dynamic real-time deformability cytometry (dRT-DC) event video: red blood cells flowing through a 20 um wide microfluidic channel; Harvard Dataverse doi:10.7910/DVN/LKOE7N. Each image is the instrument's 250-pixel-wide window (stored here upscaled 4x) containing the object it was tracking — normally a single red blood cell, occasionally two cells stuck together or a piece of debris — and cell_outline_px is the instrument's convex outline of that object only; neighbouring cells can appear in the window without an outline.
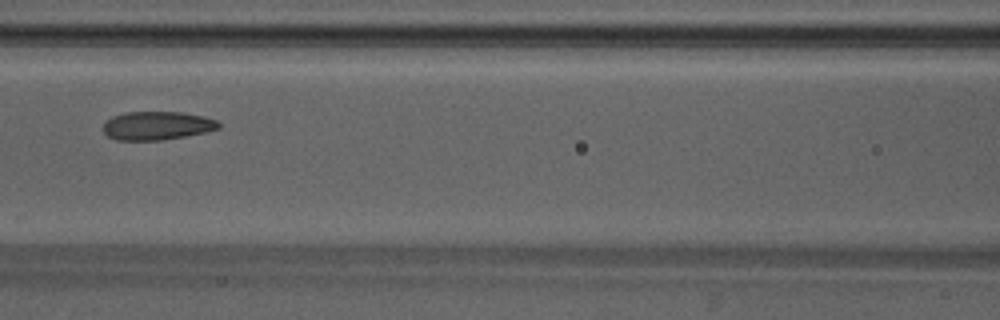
{"species": "Egyptian fruit bat (a non-hibernating species)", "species_latin": "Rousettus aegyptiacus", "temperature_condition": "warm", "stored_images_in_passage": 34, "camera_frame_rate_fps": 3000, "um_per_image_px": 0.085, "animal": {"sex": "male"}, "frame": {"image": 1, "passage_image": 11, "time_ms": 3.333, "image_size_px": [1000, 320], "cell_outline_px": [[220, 128], [204, 132], [184, 136], [160, 140], [116, 140], [108, 136], [104, 132], [104, 124], [112, 116], [124, 112], [184, 112], [204, 116], [216, 120], [220, 124]], "centroid_in_image_um": [13.35, 10.67], "position_along_channel_um": 153.3, "area_um2": 19.07}}
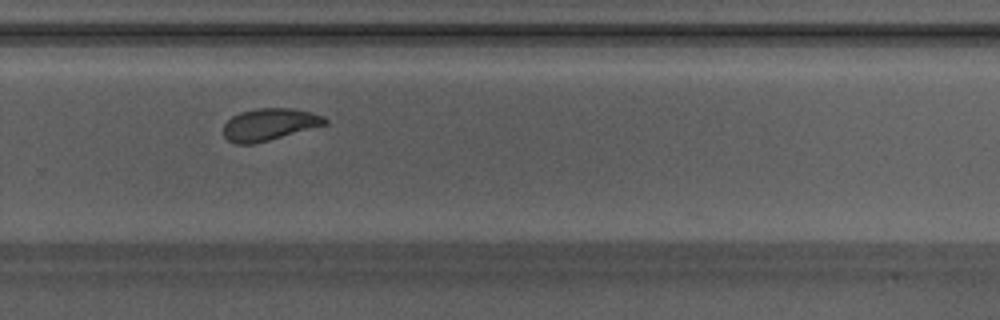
{"frame": {"image": 2, "passage_image": 22, "time_ms": 7.0, "image_size_px": [1000, 320], "cell_outline_px": [[328, 124], [268, 140], [252, 144], [236, 144], [228, 140], [224, 136], [224, 124], [232, 116], [240, 112], [256, 108], [292, 108], [312, 112], [324, 116], [328, 120]], "centroid_in_image_um": [22.91, 10.56], "position_along_channel_um": 306.9, "area_um2": 18.96}}
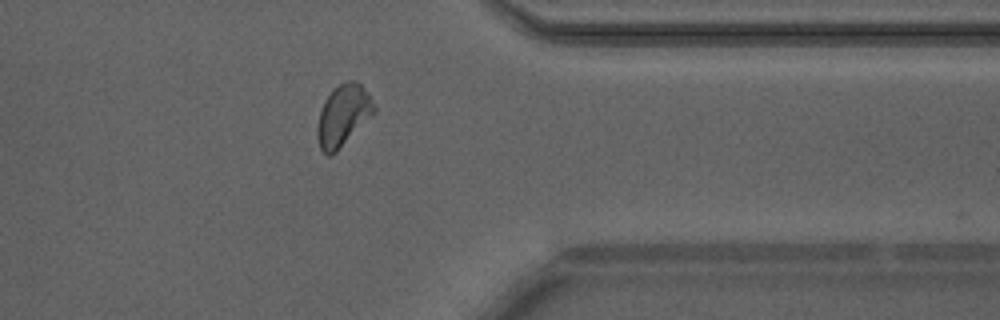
{"frame": {"image": 3, "passage_image": 28, "time_ms": 9.0, "image_size_px": [1000, 320], "cell_outline_px": [[376, 112], [332, 156], [328, 156], [320, 148], [316, 136], [316, 128], [320, 108], [324, 100], [332, 88], [348, 80], [352, 80], [360, 84], [368, 92], [376, 108]], "centroid_in_image_um": [29.14, 9.81], "position_along_channel_um": 382.3, "area_um2": 20.52}}